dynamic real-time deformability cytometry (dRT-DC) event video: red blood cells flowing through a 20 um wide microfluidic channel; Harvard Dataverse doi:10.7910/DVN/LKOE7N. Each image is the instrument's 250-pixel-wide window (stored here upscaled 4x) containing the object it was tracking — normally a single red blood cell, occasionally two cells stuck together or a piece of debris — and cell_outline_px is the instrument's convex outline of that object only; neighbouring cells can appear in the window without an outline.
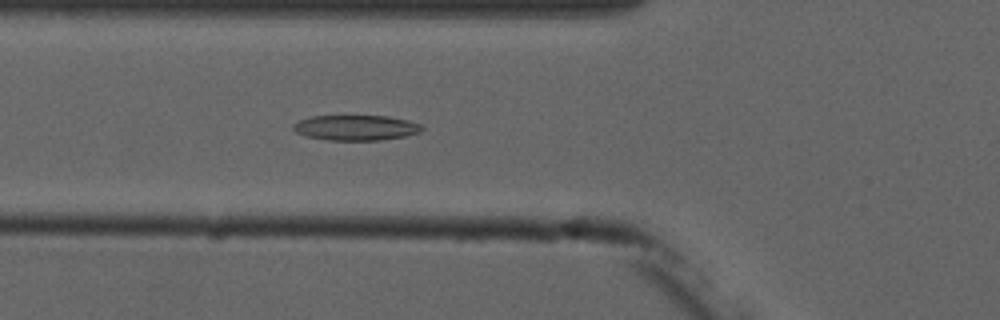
{"species": "common noctule bat (a hibernating species)", "species_latin": "Nyctalus noctula", "temperature_condition": "cold", "stored_images_in_passage": 6, "camera_frame_rate_fps": 3000, "um_per_image_px": 0.085, "animal": {"sex": "male", "forearm_length_mm": 52.5}, "frame": {"image": 1, "passage_image": 6, "time_ms": 5.667, "image_size_px": [1000, 320], "cell_outline_px": [[424, 128], [420, 132], [404, 136], [380, 140], [328, 140], [308, 136], [296, 132], [292, 128], [292, 124], [300, 120], [312, 116], [388, 116], [408, 120], [420, 124]], "centroid_in_image_um": [30.26, 10.85], "position_along_channel_um": 95.5, "area_um2": 18.84}}